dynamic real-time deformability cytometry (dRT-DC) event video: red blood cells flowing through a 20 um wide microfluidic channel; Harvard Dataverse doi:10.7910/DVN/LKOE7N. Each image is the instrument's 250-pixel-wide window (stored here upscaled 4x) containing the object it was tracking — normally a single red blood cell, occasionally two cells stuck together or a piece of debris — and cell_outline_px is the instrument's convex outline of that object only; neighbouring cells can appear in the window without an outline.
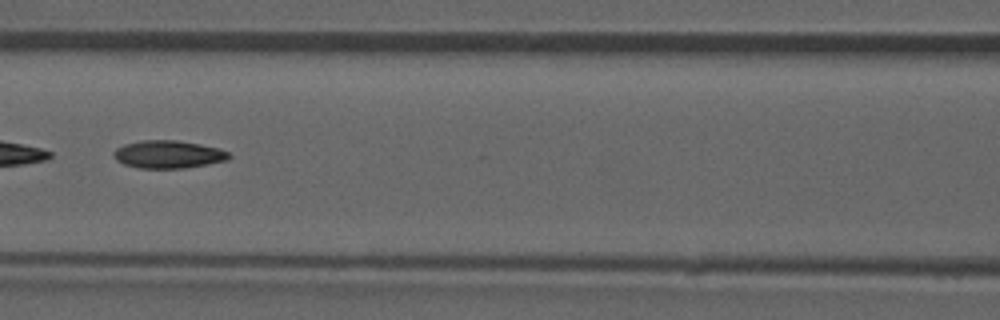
{"species": "common noctule bat (a hibernating species)", "species_latin": "Nyctalus noctula", "temperature_condition": "room temperature", "stored_images_in_passage": 50, "camera_frame_rate_fps": 3000, "um_per_image_px": 0.085, "animal": {"sex": "male", "forearm_length_mm": 52.5}, "frame": {"image": 1, "passage_image": 22, "time_ms": 7.0, "image_size_px": [1000, 320], "cell_outline_px": [[232, 156], [228, 160], [208, 164], [184, 168], [136, 168], [124, 164], [116, 160], [112, 156], [112, 152], [116, 148], [124, 144], [140, 140], [176, 140], [200, 144], [220, 148], [228, 152]], "centroid_in_image_um": [14.29, 13.12], "position_along_channel_um": 152.3, "area_um2": 18.9}, "authors_computed_cell_mechanics": {"area_um2": 19.074, "velocity_mm_per_s": 3.9386, "shape_relaxation_time_tau1_ms": null, "shape_relaxation_time_tau2_ms": 3.3625, "deformation_change_tau1": null, "deformation_change_tau2": 0.0997}}